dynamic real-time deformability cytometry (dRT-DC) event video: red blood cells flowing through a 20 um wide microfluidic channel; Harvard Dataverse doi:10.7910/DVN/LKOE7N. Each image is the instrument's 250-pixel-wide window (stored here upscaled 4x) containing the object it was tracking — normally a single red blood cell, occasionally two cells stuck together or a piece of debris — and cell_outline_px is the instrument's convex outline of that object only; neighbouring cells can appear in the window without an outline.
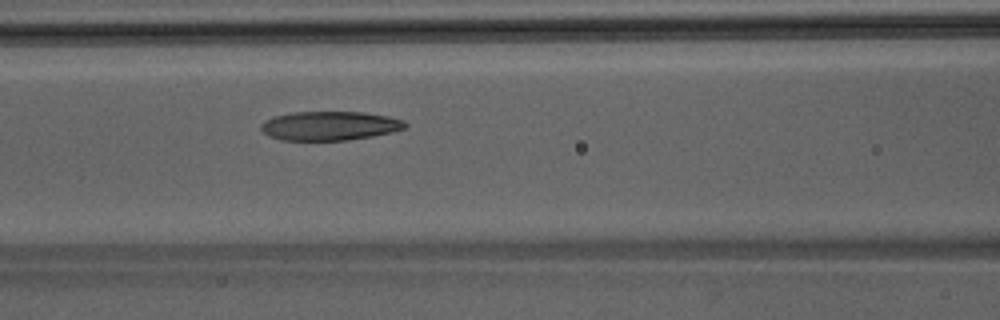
{"species": "Egyptian fruit bat (a non-hibernating species)", "species_latin": "Rousettus aegyptiacus", "temperature_condition": "room temperature", "stored_images_in_passage": 29, "camera_frame_rate_fps": 3000, "um_per_image_px": 0.085, "animal": {"sex": "male"}, "frame": {"image": 1, "passage_image": 6, "time_ms": 1.667, "image_size_px": [1000, 320], "cell_outline_px": [[408, 124], [404, 128], [392, 132], [372, 136], [348, 140], [280, 140], [268, 136], [260, 128], [260, 124], [264, 120], [272, 116], [292, 112], [364, 112], [388, 116], [404, 120]], "centroid_in_image_um": [27.99, 10.69], "position_along_channel_um": 138.6, "area_um2": 24.57}}
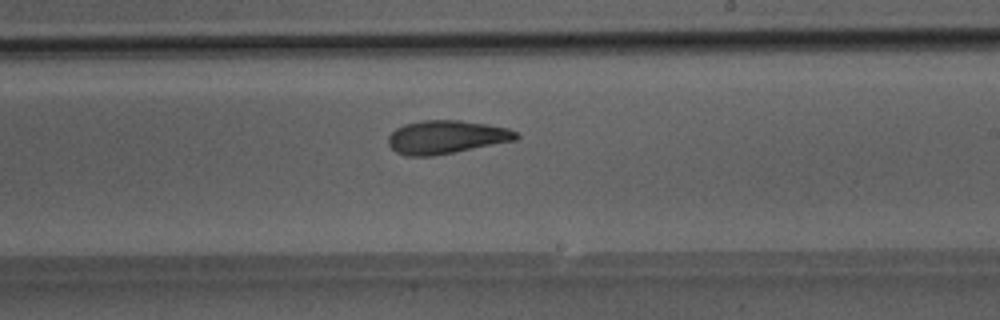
{"frame": {"image": 2, "passage_image": 14, "time_ms": 4.333, "image_size_px": [1000, 320], "cell_outline_px": [[520, 136], [516, 140], [432, 156], [408, 156], [396, 152], [388, 144], [388, 136], [396, 128], [404, 124], [420, 120], [460, 120], [488, 124], [508, 128], [516, 132]], "centroid_in_image_um": [37.92, 11.64], "position_along_channel_um": 251.1, "area_um2": 24.8}}
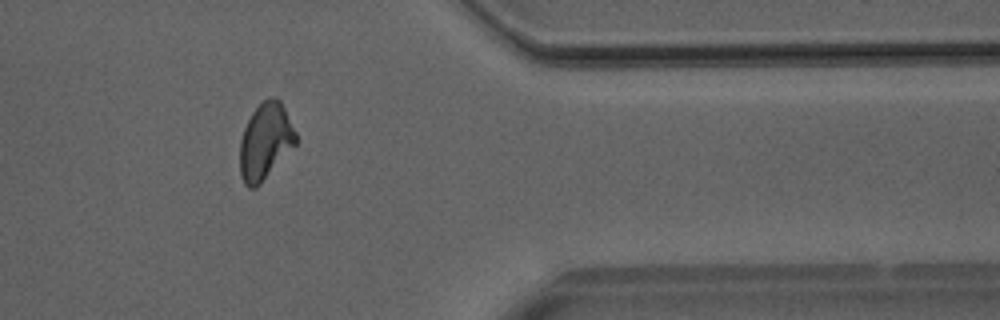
{"frame": {"image": 3, "passage_image": 25, "time_ms": 8.0, "image_size_px": [1000, 320], "cell_outline_px": [[296, 144], [260, 184], [256, 188], [248, 188], [244, 184], [240, 176], [240, 140], [244, 128], [252, 112], [268, 96], [276, 96], [280, 100], [296, 132]], "centroid_in_image_um": [22.54, 12.02], "position_along_channel_um": 388.9, "area_um2": 24.85}}